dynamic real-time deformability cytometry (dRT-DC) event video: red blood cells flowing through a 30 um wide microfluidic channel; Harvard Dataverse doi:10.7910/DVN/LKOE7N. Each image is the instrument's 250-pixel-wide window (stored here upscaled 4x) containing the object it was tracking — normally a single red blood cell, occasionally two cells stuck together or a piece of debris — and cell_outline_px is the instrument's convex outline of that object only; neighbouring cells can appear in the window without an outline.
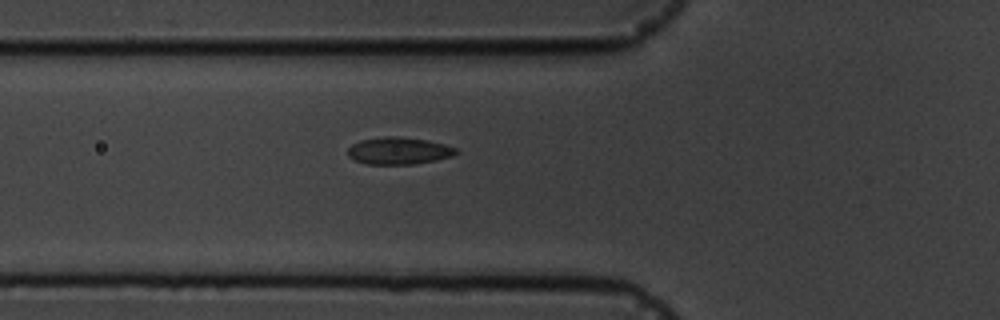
{"species": "common noctule bat (a hibernating species)", "species_latin": "Nyctalus noctula", "temperature_condition": "cold", "stored_images_in_passage": 2, "camera_frame_rate_fps": 3000, "um_per_image_px": 0.085, "animal": {"sex": "male", "body_mass_g": 19.5, "forearm_length_mm": 54.6}, "frame": {"image": 1, "passage_image": 2, "time_ms": 1.0, "image_size_px": [1000, 320], "cell_outline_px": [[460, 152], [452, 156], [436, 160], [412, 164], [364, 164], [348, 156], [348, 148], [352, 144], [360, 140], [384, 136], [396, 136], [428, 140], [444, 144], [456, 148]], "centroid_in_image_um": [33.9, 12.81], "position_along_channel_um": 91.9, "area_um2": 17.17}}